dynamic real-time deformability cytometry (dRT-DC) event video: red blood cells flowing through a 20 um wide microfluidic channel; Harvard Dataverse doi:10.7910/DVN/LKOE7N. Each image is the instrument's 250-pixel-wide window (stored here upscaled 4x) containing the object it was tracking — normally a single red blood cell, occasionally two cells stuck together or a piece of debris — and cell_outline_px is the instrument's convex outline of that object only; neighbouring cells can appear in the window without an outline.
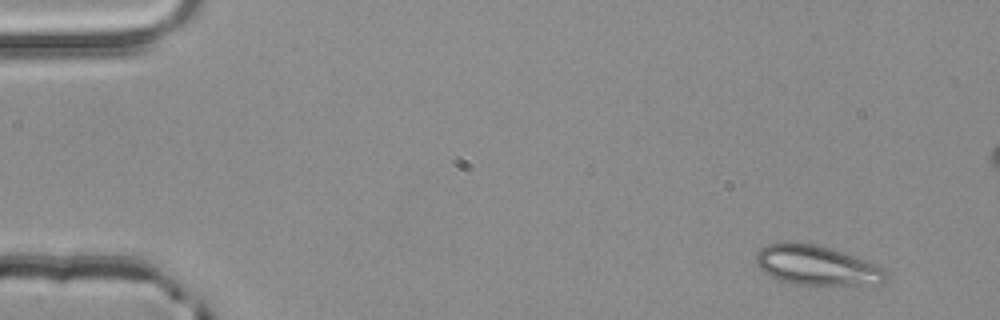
{"species": "common noctule bat (a hibernating species)", "species_latin": "Nyctalus noctula", "temperature_condition": "room temperature", "stored_images_in_passage": 5, "camera_frame_rate_fps": 3000, "um_per_image_px": 0.085, "animal": {"sex": "male", "body_mass_g": 20.4}, "frame": {"image": 1, "passage_image": 1, "time_ms": 0.0, "image_size_px": [1000, 320], "cell_outline_px": [[888, 280], [880, 284], [788, 284], [764, 272], [756, 264], [756, 252], [760, 248], [768, 244], [816, 244], [832, 248], [868, 260], [888, 268]], "centroid_in_image_um": [69.51, 22.57], "position_along_channel_um": 15.5, "area_um2": 30.06}}
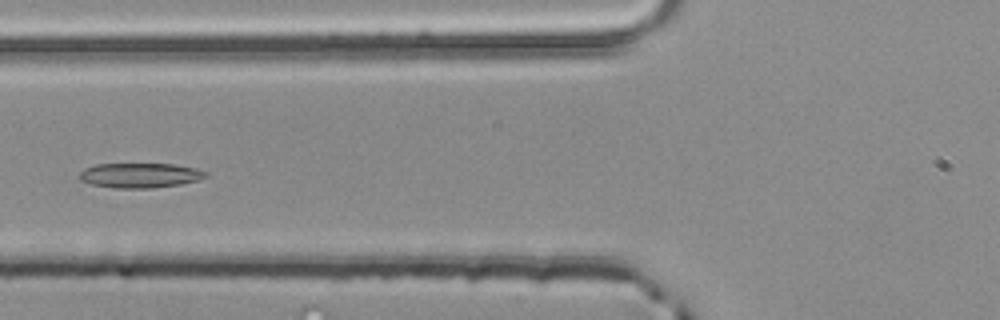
{"frame": {"image": 2, "passage_image": 5, "time_ms": 1.333, "image_size_px": [1000, 320], "cell_outline_px": [[208, 176], [200, 180], [180, 184], [152, 188], [112, 188], [92, 184], [80, 180], [80, 172], [84, 168], [96, 164], [176, 164], [196, 168], [208, 172]], "centroid_in_image_um": [11.93, 14.9], "position_along_channel_um": 113.9, "area_um2": 18.38}}